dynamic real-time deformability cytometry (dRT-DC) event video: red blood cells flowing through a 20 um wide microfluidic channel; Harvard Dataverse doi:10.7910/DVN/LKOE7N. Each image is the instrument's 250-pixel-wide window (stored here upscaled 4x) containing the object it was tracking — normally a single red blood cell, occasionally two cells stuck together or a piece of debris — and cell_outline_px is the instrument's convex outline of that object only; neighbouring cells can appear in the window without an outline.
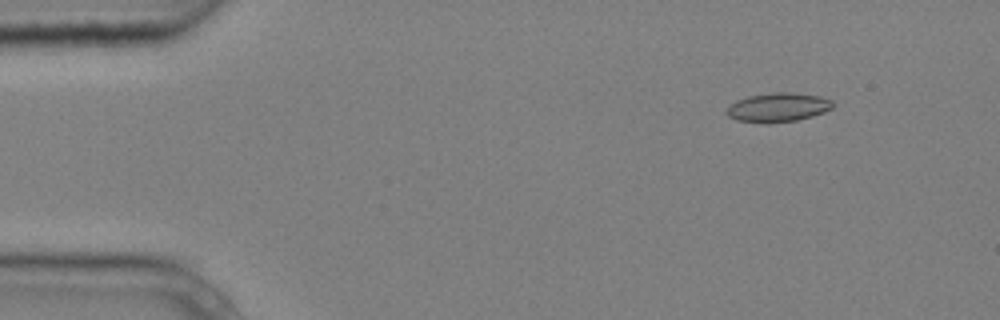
{"species": "common noctule bat (a hibernating species)", "species_latin": "Nyctalus noctula", "temperature_condition": "cold", "stored_images_in_passage": 5, "camera_frame_rate_fps": 3000, "um_per_image_px": 0.085, "animal": {"sex": "male", "body_mass_g": 20.4}, "frame": {"image": 1, "passage_image": 2, "time_ms": 0.333, "image_size_px": [1000, 320], "cell_outline_px": [[836, 104], [832, 108], [824, 112], [812, 116], [796, 120], [768, 124], [764, 124], [736, 120], [728, 116], [724, 112], [736, 100], [748, 96], [772, 92], [792, 92], [820, 96], [832, 100]], "centroid_in_image_um": [66.13, 9.13], "position_along_channel_um": 18.9, "area_um2": 18.26}}
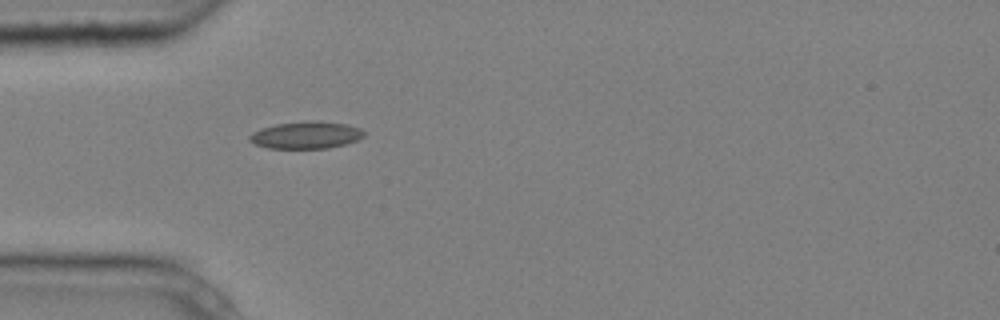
{"frame": {"image": 2, "passage_image": 5, "time_ms": 1.333, "image_size_px": [1000, 320], "cell_outline_px": [[364, 136], [356, 140], [344, 144], [328, 148], [268, 148], [256, 144], [248, 140], [248, 136], [252, 132], [260, 128], [276, 124], [308, 120], [316, 120], [348, 124], [360, 128], [364, 132]], "centroid_in_image_um": [25.99, 11.46], "position_along_channel_um": 59.0, "area_um2": 18.21}}